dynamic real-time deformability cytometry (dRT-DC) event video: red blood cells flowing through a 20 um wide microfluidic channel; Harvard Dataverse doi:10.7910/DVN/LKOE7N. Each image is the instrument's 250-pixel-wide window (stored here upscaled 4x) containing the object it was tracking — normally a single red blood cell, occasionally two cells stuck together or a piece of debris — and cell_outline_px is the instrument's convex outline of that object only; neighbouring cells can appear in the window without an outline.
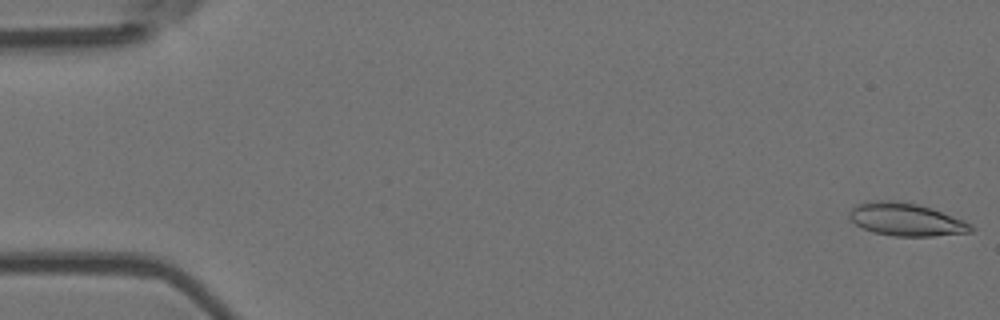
{"species": "Egyptian fruit bat (a non-hibernating species)", "species_latin": "Rousettus aegyptiacus", "temperature_condition": "room temperature", "stored_images_in_passage": 7, "camera_frame_rate_fps": 3000, "um_per_image_px": 0.085, "animal": {"sex": "female"}, "frame": {"image": 1, "passage_image": 1, "time_ms": 0.0, "image_size_px": [1000, 320], "cell_outline_px": [[976, 228], [972, 232], [932, 236], [892, 236], [872, 232], [856, 224], [848, 216], [848, 212], [856, 204], [868, 200], [884, 200], [916, 204], [964, 220], [972, 224]], "centroid_in_image_um": [76.99, 18.67], "position_along_channel_um": 8.0, "area_um2": 23.12}}
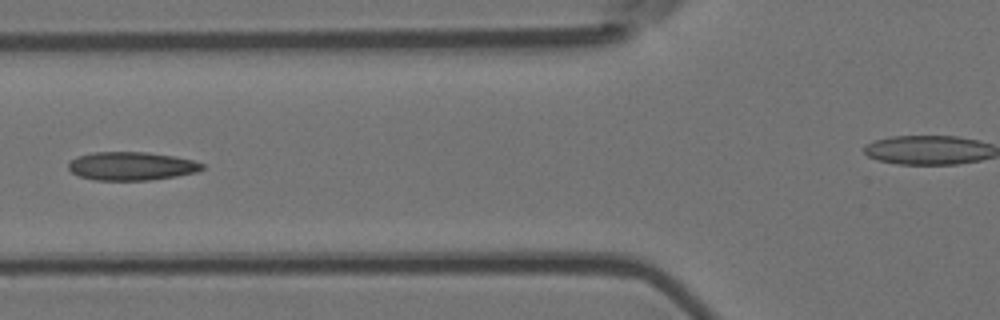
{"frame": {"image": 2, "passage_image": 6, "time_ms": 1.667, "image_size_px": [1000, 320], "cell_outline_px": [[204, 168], [196, 172], [176, 176], [148, 180], [96, 180], [80, 176], [72, 172], [68, 168], [68, 164], [76, 156], [92, 152], [148, 152], [176, 156], [192, 160], [204, 164]], "centroid_in_image_um": [11.18, 14.11], "position_along_channel_um": 114.6, "area_um2": 22.14}}
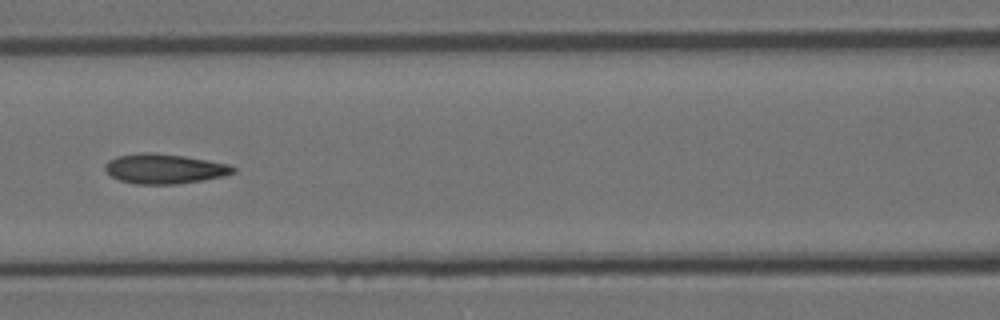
{"frame": {"image": 3, "passage_image": 7, "time_ms": 2.0, "image_size_px": [1000, 320], "cell_outline_px": [[236, 172], [224, 176], [176, 184], [136, 184], [120, 180], [112, 176], [104, 168], [104, 164], [108, 160], [116, 156], [144, 152], [152, 152], [184, 156], [208, 160], [228, 164], [236, 168]], "centroid_in_image_um": [13.97, 14.33], "position_along_channel_um": 152.6, "area_um2": 22.2}}